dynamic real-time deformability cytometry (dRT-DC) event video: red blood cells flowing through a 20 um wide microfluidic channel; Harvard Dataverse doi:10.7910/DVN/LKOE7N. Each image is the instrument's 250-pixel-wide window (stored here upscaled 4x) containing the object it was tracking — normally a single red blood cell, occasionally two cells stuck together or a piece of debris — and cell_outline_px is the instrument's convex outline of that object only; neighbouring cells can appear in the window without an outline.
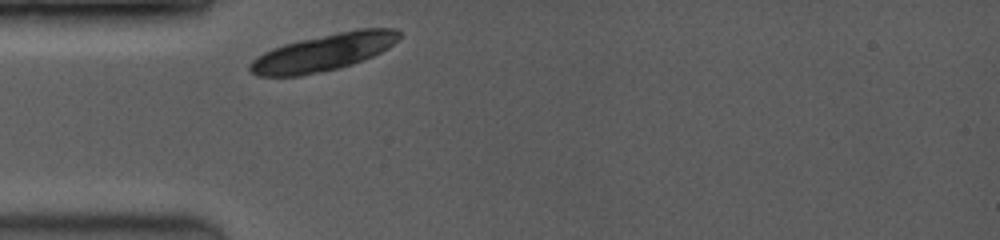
{"species": "common noctule bat (a hibernating species)", "species_latin": "Nyctalus noctula", "temperature_condition": "room temperature", "stored_images_in_passage": 2, "camera_frame_rate_fps": 3500, "um_per_image_px": 0.085, "animal": {"sex": "female", "body_mass_g": 19.0, "forearm_length_mm": 53.3}, "frame": {"image": 1, "passage_image": 1, "time_ms": 0.0, "image_size_px": [1000, 240], "cell_outline_px": [[400, 36], [388, 48], [372, 56], [352, 64], [336, 68], [300, 76], [256, 76], [248, 68], [248, 64], [252, 60], [264, 52], [272, 48], [284, 44], [300, 40], [360, 28], [396, 28], [400, 32]], "centroid_in_image_um": [27.47, 4.45], "position_along_channel_um": 57.5, "area_um2": 31.73}}